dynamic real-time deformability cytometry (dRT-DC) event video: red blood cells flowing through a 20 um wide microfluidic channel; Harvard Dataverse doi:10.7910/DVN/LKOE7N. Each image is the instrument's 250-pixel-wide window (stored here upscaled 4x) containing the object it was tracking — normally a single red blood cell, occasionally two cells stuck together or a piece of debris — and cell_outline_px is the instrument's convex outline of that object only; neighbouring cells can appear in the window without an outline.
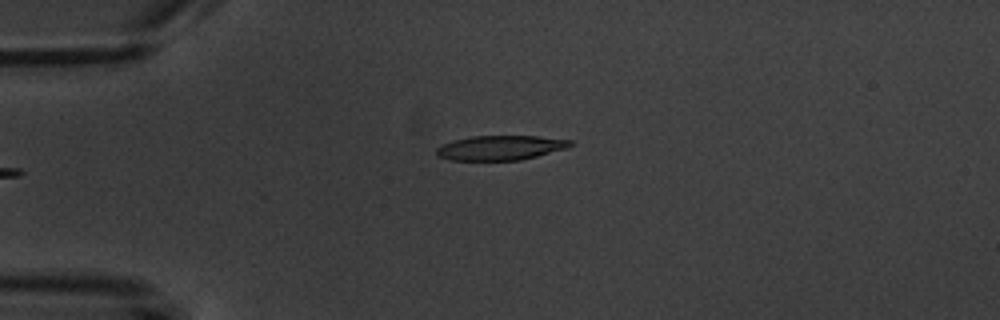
{"species": "common noctule bat (a hibernating species)", "species_latin": "Nyctalus noctula", "temperature_condition": "warm", "stored_images_in_passage": 4, "camera_frame_rate_fps": 3000, "um_per_image_px": 0.085, "animal": {"sex": "male", "body_mass_g": 20.1, "forearm_length_mm": 53.5}, "frame": {"image": 1, "passage_image": 4, "time_ms": 3.333, "image_size_px": [1000, 320], "cell_outline_px": [[572, 144], [568, 148], [520, 160], [452, 160], [436, 156], [436, 148], [440, 144], [452, 140], [472, 136], [536, 136], [572, 140]], "centroid_in_image_um": [42.49, 12.55], "position_along_channel_um": 42.5, "area_um2": 19.25}}